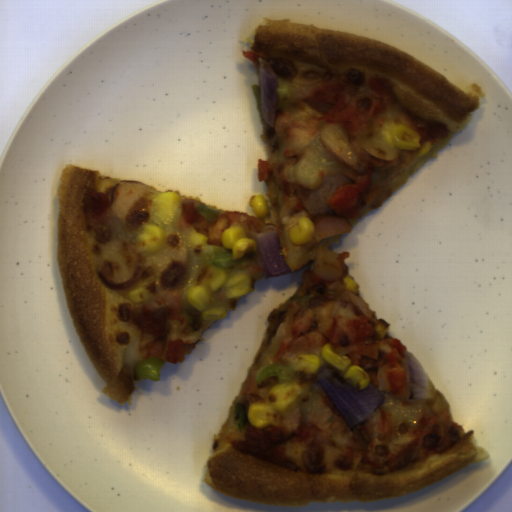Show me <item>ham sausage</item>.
Here are the masks:
<instances>
[{"label":"ham sausage","instance_id":"77c602ba","mask_svg":"<svg viewBox=\"0 0 512 512\" xmlns=\"http://www.w3.org/2000/svg\"><path fill=\"white\" fill-rule=\"evenodd\" d=\"M157 195L146 183L119 181L111 194V214L101 225L95 243V266L102 284L125 290L141 277L143 256L134 250L132 239L152 217Z\"/></svg>","mask_w":512,"mask_h":512},{"label":"ham sausage","instance_id":"0cea0756","mask_svg":"<svg viewBox=\"0 0 512 512\" xmlns=\"http://www.w3.org/2000/svg\"><path fill=\"white\" fill-rule=\"evenodd\" d=\"M330 110L296 100L277 108L274 126L265 133L272 152L287 147L296 155V192L314 225L307 252L321 239L352 233L351 221L327 202L338 186L356 184L346 172L361 177L370 165L383 169L400 159L399 148L386 145L380 131H345L341 123L317 121Z\"/></svg>","mask_w":512,"mask_h":512}]
</instances>
